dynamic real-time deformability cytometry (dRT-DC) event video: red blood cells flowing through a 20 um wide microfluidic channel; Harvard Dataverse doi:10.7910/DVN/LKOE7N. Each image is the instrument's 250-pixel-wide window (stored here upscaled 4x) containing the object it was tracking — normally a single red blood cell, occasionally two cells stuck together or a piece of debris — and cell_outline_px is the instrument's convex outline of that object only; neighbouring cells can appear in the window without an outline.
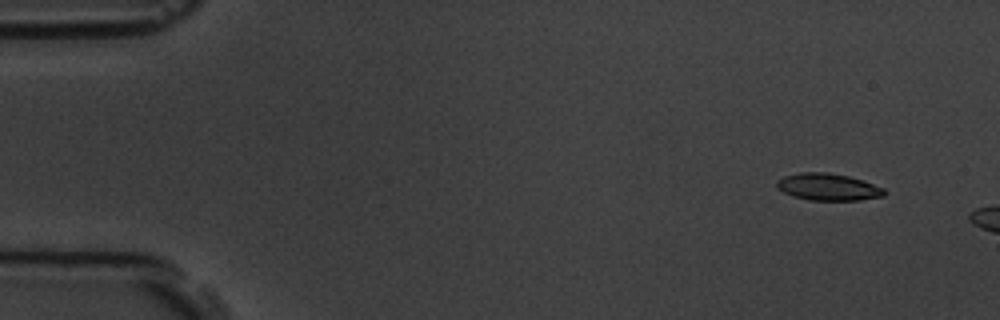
{"species": "common noctule bat (a hibernating species)", "species_latin": "Nyctalus noctula", "temperature_condition": "room temperature", "stored_images_in_passage": 4, "camera_frame_rate_fps": 3000, "um_per_image_px": 0.085, "animal": {"sex": "male", "body_mass_g": 19.5, "forearm_length_mm": 54.6}, "frame": {"image": 1, "passage_image": 2, "time_ms": 1.333, "image_size_px": [1000, 320], "cell_outline_px": [[888, 192], [884, 196], [860, 200], [812, 200], [792, 196], [776, 188], [776, 180], [784, 176], [800, 172], [828, 172], [848, 176], [884, 188]], "centroid_in_image_um": [70.37, 15.89], "position_along_channel_um": 14.6, "area_um2": 16.94}}